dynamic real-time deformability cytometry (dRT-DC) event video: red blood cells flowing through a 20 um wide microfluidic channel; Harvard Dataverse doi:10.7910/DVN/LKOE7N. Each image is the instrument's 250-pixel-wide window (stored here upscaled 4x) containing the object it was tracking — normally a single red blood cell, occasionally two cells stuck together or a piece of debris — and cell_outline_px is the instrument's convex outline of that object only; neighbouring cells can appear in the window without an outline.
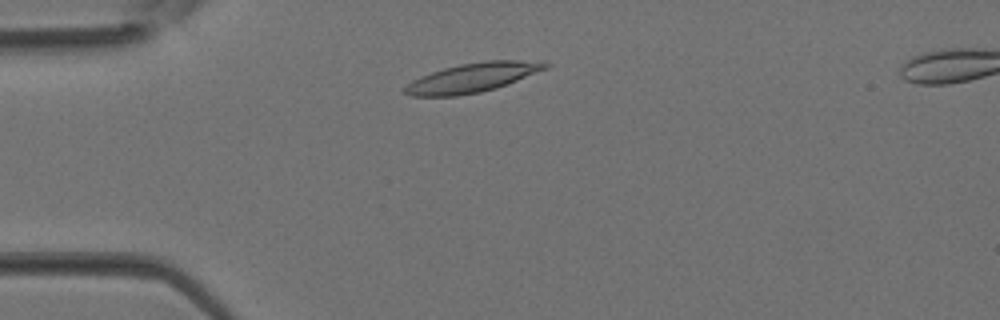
{"species": "Egyptian fruit bat (a non-hibernating species)", "species_latin": "Rousettus aegyptiacus", "temperature_condition": "room temperature", "stored_images_in_passage": 2, "camera_frame_rate_fps": 3000, "um_per_image_px": 0.085, "animal": {"sex": "female"}, "frame": {"image": 1, "passage_image": 1, "time_ms": 0.0, "image_size_px": [1000, 320], "cell_outline_px": [[552, 64], [548, 68], [496, 88], [480, 92], [456, 96], [408, 96], [404, 92], [404, 88], [412, 80], [420, 76], [444, 68], [460, 64], [484, 60], [544, 60]], "centroid_in_image_um": [40.21, 6.58], "position_along_channel_um": 44.8, "area_um2": 24.1}}